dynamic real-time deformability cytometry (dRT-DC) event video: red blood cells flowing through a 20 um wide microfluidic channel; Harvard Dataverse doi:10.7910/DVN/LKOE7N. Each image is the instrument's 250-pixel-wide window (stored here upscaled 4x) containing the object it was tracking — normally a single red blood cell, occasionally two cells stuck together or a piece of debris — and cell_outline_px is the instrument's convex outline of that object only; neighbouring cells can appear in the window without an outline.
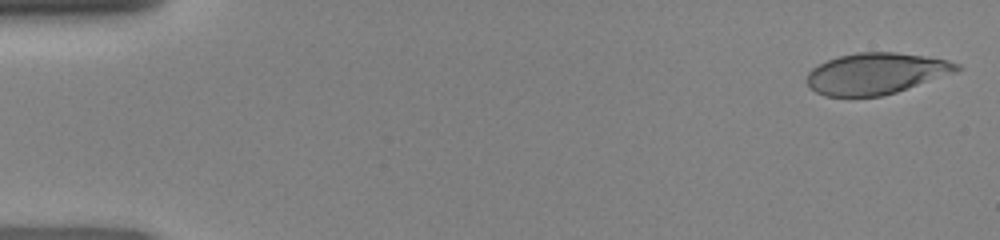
{"species": "human", "species_latin": "Homo sapiens", "temperature_condition": "room temperature", "stored_images_in_passage": 47, "camera_frame_rate_fps": 3000, "um_per_image_px": 0.085, "donor": {"sex": "female"}, "frame": {"image": 1, "passage_image": 1, "time_ms": 0.0, "image_size_px": [1000, 240], "cell_outline_px": [[960, 68], [952, 72], [896, 92], [880, 96], [824, 96], [816, 92], [808, 84], [808, 72], [812, 68], [828, 60], [840, 56], [856, 52], [892, 52], [924, 56], [948, 60], [960, 64]], "centroid_in_image_um": [74.42, 6.24], "position_along_channel_um": 10.6, "area_um2": 35.32}}
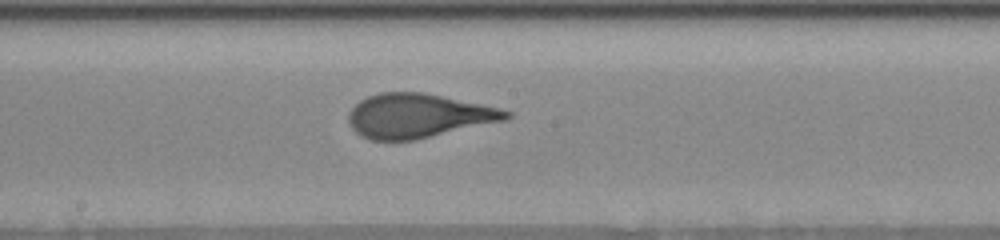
{"frame": {"image": 2, "passage_image": 25, "time_ms": 8.0, "image_size_px": [1000, 240], "cell_outline_px": [[512, 116], [508, 120], [416, 140], [372, 140], [360, 136], [352, 128], [348, 120], [348, 112], [360, 100], [368, 96], [380, 92], [424, 92], [500, 108], [512, 112]], "centroid_in_image_um": [35.57, 9.85], "position_along_channel_um": 212.6, "area_um2": 40.81}}
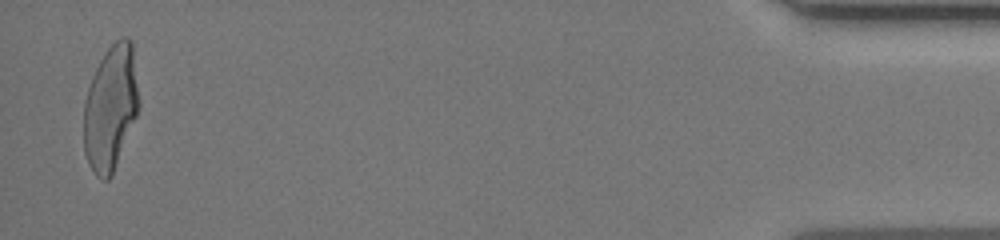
{"frame": {"image": 3, "passage_image": 46, "time_ms": 15.0, "image_size_px": [1000, 240], "cell_outline_px": [[140, 104], [136, 116], [112, 176], [108, 180], [100, 180], [96, 176], [88, 164], [84, 152], [84, 100], [92, 76], [104, 52], [116, 40], [124, 36], [128, 36], [132, 40]], "centroid_in_image_um": [9.4, 9.16], "position_along_channel_um": 425.8, "area_um2": 40.46}}